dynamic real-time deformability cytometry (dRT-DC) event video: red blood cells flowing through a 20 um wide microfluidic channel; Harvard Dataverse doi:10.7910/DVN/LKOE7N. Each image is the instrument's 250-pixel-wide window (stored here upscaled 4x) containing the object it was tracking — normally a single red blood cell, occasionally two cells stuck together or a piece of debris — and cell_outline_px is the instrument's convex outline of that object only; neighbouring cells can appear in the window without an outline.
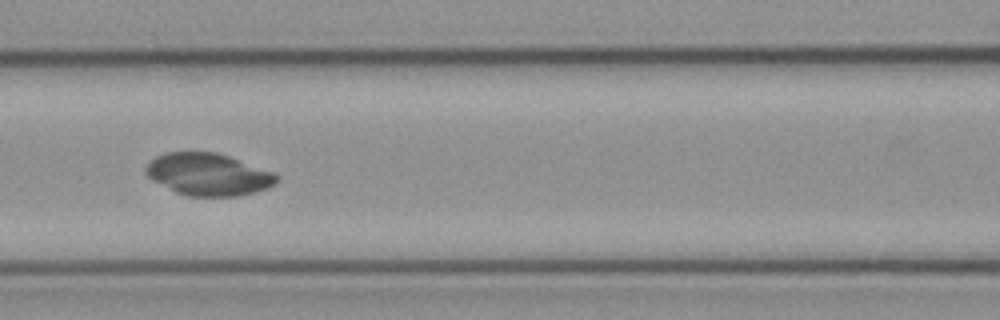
{"species": "common noctule bat (a hibernating species)", "species_latin": "Nyctalus noctula", "temperature_condition": "cold", "stored_images_in_passage": 38, "camera_frame_rate_fps": 3000, "um_per_image_px": 0.085, "animal": {"sex": "female", "body_mass_g": 21.9}, "frame": {"image": 1, "passage_image": 8, "time_ms": 2.333, "image_size_px": [1000, 320], "cell_outline_px": [[280, 180], [276, 184], [268, 188], [240, 196], [188, 196], [176, 192], [152, 180], [144, 172], [144, 168], [156, 156], [168, 152], [216, 152], [276, 172], [280, 176]], "centroid_in_image_um": [17.75, 14.83], "position_along_channel_um": 148.8, "area_um2": 32.37}}
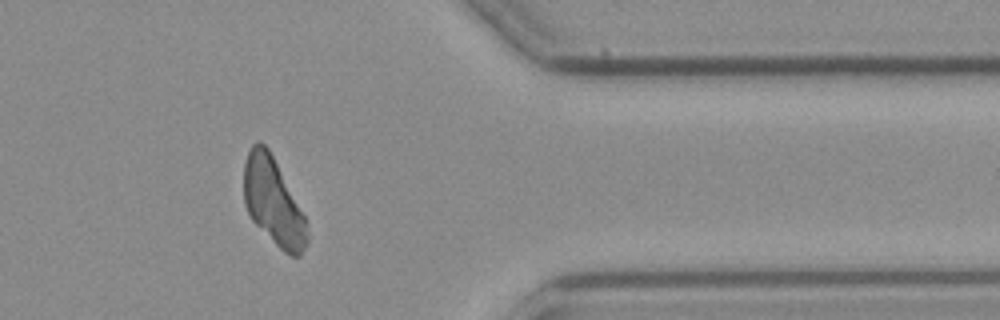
{"frame": {"image": 2, "passage_image": 28, "time_ms": 9.0, "image_size_px": [1000, 320], "cell_outline_px": [[308, 244], [300, 256], [292, 256], [284, 252], [252, 220], [244, 204], [244, 164], [248, 152], [252, 144], [256, 140], [260, 140], [268, 148], [304, 216], [308, 236]], "centroid_in_image_um": [23.21, 17.14], "position_along_channel_um": 388.2, "area_um2": 31.56}}
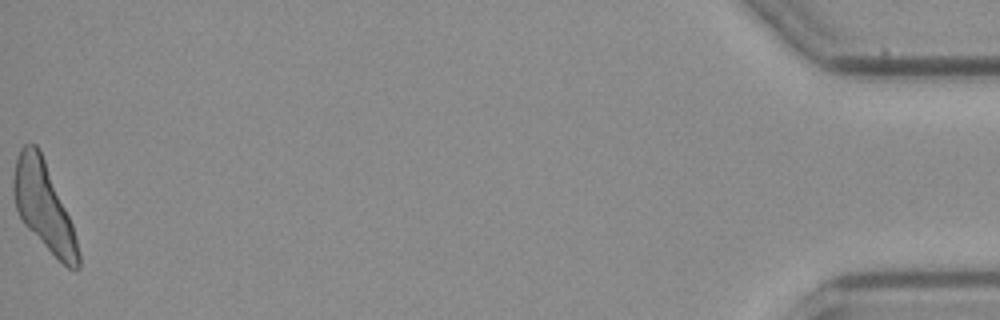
{"frame": {"image": 3, "passage_image": 38, "time_ms": 12.333, "image_size_px": [1000, 320], "cell_outline_px": [[80, 268], [76, 272], [68, 268], [24, 224], [16, 208], [12, 192], [12, 180], [16, 156], [20, 148], [24, 144], [36, 144], [44, 160], [72, 224], [80, 252]], "centroid_in_image_um": [3.7, 17.53], "position_along_channel_um": 431.5, "area_um2": 32.54}}